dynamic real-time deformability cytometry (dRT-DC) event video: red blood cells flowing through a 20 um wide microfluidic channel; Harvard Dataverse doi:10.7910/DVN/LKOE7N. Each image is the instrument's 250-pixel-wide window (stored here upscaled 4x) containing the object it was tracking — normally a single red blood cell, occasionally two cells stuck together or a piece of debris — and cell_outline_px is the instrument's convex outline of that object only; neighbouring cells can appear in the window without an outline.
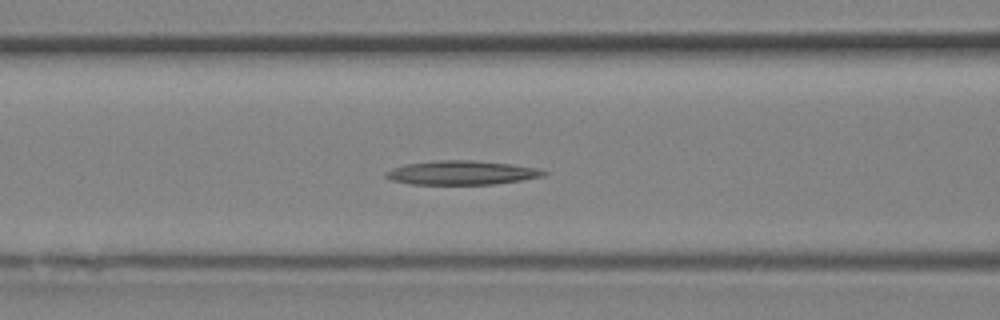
{"species": "Egyptian fruit bat (a non-hibernating species)", "species_latin": "Rousettus aegyptiacus", "temperature_condition": "room temperature", "stored_images_in_passage": 20, "camera_frame_rate_fps": 3000, "um_per_image_px": 0.085, "animal": {"sex": "female"}, "frame": {"image": 1, "passage_image": 12, "time_ms": 3.667, "image_size_px": [1000, 320], "cell_outline_px": [[548, 172], [544, 176], [520, 180], [492, 184], [412, 184], [392, 180], [384, 176], [384, 172], [392, 168], [404, 164], [440, 160], [472, 160], [512, 164], [540, 168]], "centroid_in_image_um": [39.24, 14.67], "position_along_channel_um": 127.4, "area_um2": 22.08}}
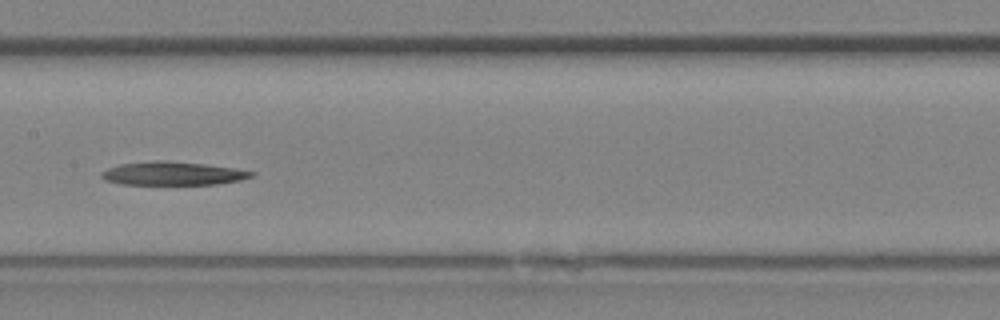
{"frame": {"image": 2, "passage_image": 15, "time_ms": 4.667, "image_size_px": [1000, 320], "cell_outline_px": [[256, 176], [240, 180], [216, 184], [120, 184], [104, 180], [100, 176], [100, 172], [108, 168], [120, 164], [156, 160], [168, 160], [204, 164], [236, 168], [256, 172]], "centroid_in_image_um": [14.7, 14.74], "position_along_channel_um": 192.7, "area_um2": 20.63}}
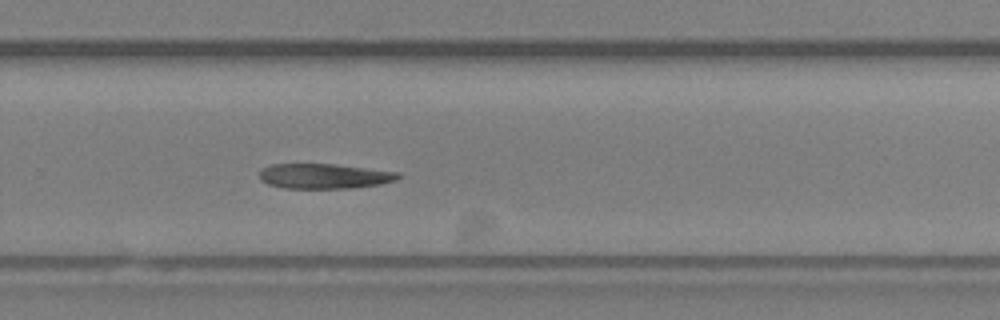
{"frame": {"image": 3, "passage_image": 20, "time_ms": 6.333, "image_size_px": [1000, 320], "cell_outline_px": [[400, 176], [396, 180], [380, 184], [352, 188], [284, 188], [268, 184], [260, 180], [260, 168], [272, 164], [336, 164], [400, 172]], "centroid_in_image_um": [27.55, 14.96], "position_along_channel_um": 302.3, "area_um2": 20.29}}